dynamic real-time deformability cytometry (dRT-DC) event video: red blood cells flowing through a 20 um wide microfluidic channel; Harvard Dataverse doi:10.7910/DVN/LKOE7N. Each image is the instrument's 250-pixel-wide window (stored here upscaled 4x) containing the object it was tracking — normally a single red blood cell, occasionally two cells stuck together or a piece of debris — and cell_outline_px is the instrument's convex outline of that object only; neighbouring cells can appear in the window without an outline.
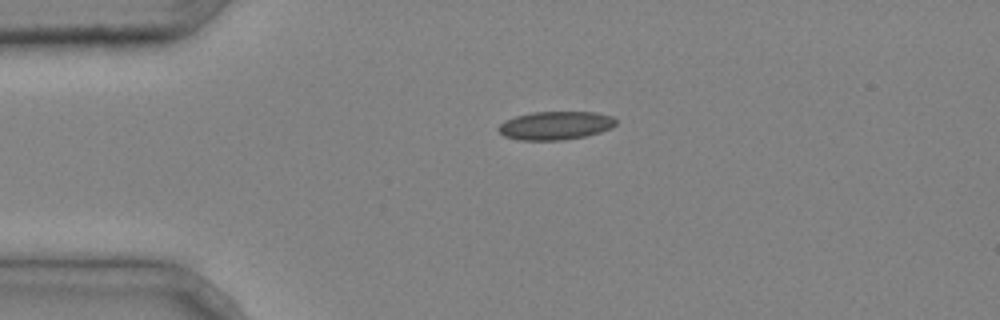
{"species": "common noctule bat (a hibernating species)", "species_latin": "Nyctalus noctula", "temperature_condition": "cold", "stored_images_in_passage": 4, "camera_frame_rate_fps": 3000, "um_per_image_px": 0.085, "animal": {"sex": "male", "body_mass_g": 20.4}, "frame": {"image": 1, "passage_image": 2, "time_ms": 0.333, "image_size_px": [1000, 320], "cell_outline_px": [[616, 124], [612, 128], [600, 132], [584, 136], [564, 140], [520, 140], [504, 136], [496, 128], [504, 120], [516, 116], [532, 112], [596, 112], [612, 116], [616, 120]], "centroid_in_image_um": [47.21, 10.66], "position_along_channel_um": 37.8, "area_um2": 19.48}}